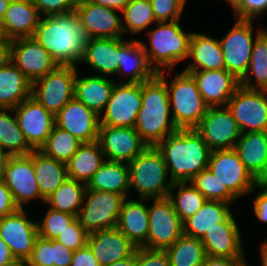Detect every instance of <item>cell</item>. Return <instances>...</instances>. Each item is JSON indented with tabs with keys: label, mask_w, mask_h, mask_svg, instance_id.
I'll return each instance as SVG.
<instances>
[{
	"label": "cell",
	"mask_w": 267,
	"mask_h": 266,
	"mask_svg": "<svg viewBox=\"0 0 267 266\" xmlns=\"http://www.w3.org/2000/svg\"><path fill=\"white\" fill-rule=\"evenodd\" d=\"M10 61L33 83L59 65L33 37L11 40Z\"/></svg>",
	"instance_id": "obj_15"
},
{
	"label": "cell",
	"mask_w": 267,
	"mask_h": 266,
	"mask_svg": "<svg viewBox=\"0 0 267 266\" xmlns=\"http://www.w3.org/2000/svg\"><path fill=\"white\" fill-rule=\"evenodd\" d=\"M86 190L118 193L129 198V168L127 163L106 160L86 184Z\"/></svg>",
	"instance_id": "obj_34"
},
{
	"label": "cell",
	"mask_w": 267,
	"mask_h": 266,
	"mask_svg": "<svg viewBox=\"0 0 267 266\" xmlns=\"http://www.w3.org/2000/svg\"><path fill=\"white\" fill-rule=\"evenodd\" d=\"M12 156L0 147V180H3L7 164Z\"/></svg>",
	"instance_id": "obj_60"
},
{
	"label": "cell",
	"mask_w": 267,
	"mask_h": 266,
	"mask_svg": "<svg viewBox=\"0 0 267 266\" xmlns=\"http://www.w3.org/2000/svg\"><path fill=\"white\" fill-rule=\"evenodd\" d=\"M149 230L147 241L141 246L153 250H166L183 233V222L168 197L148 199Z\"/></svg>",
	"instance_id": "obj_9"
},
{
	"label": "cell",
	"mask_w": 267,
	"mask_h": 266,
	"mask_svg": "<svg viewBox=\"0 0 267 266\" xmlns=\"http://www.w3.org/2000/svg\"><path fill=\"white\" fill-rule=\"evenodd\" d=\"M135 266H170V262L165 250L137 247Z\"/></svg>",
	"instance_id": "obj_51"
},
{
	"label": "cell",
	"mask_w": 267,
	"mask_h": 266,
	"mask_svg": "<svg viewBox=\"0 0 267 266\" xmlns=\"http://www.w3.org/2000/svg\"><path fill=\"white\" fill-rule=\"evenodd\" d=\"M105 161L98 141L82 143L66 164L68 178L87 184Z\"/></svg>",
	"instance_id": "obj_35"
},
{
	"label": "cell",
	"mask_w": 267,
	"mask_h": 266,
	"mask_svg": "<svg viewBox=\"0 0 267 266\" xmlns=\"http://www.w3.org/2000/svg\"><path fill=\"white\" fill-rule=\"evenodd\" d=\"M40 16L31 0H11L0 23L1 35L8 40L33 37Z\"/></svg>",
	"instance_id": "obj_25"
},
{
	"label": "cell",
	"mask_w": 267,
	"mask_h": 266,
	"mask_svg": "<svg viewBox=\"0 0 267 266\" xmlns=\"http://www.w3.org/2000/svg\"><path fill=\"white\" fill-rule=\"evenodd\" d=\"M3 181L10 190L15 204L23 209V204L32 199H45L40 195L33 166V151L25 156H12L7 164Z\"/></svg>",
	"instance_id": "obj_20"
},
{
	"label": "cell",
	"mask_w": 267,
	"mask_h": 266,
	"mask_svg": "<svg viewBox=\"0 0 267 266\" xmlns=\"http://www.w3.org/2000/svg\"><path fill=\"white\" fill-rule=\"evenodd\" d=\"M81 144L75 136L54 125L45 144L39 150L46 156L67 164Z\"/></svg>",
	"instance_id": "obj_42"
},
{
	"label": "cell",
	"mask_w": 267,
	"mask_h": 266,
	"mask_svg": "<svg viewBox=\"0 0 267 266\" xmlns=\"http://www.w3.org/2000/svg\"><path fill=\"white\" fill-rule=\"evenodd\" d=\"M198 90L208 107L227 106L240 81L226 69L192 71Z\"/></svg>",
	"instance_id": "obj_23"
},
{
	"label": "cell",
	"mask_w": 267,
	"mask_h": 266,
	"mask_svg": "<svg viewBox=\"0 0 267 266\" xmlns=\"http://www.w3.org/2000/svg\"><path fill=\"white\" fill-rule=\"evenodd\" d=\"M71 266H100L91 248L86 244L84 247L74 251Z\"/></svg>",
	"instance_id": "obj_54"
},
{
	"label": "cell",
	"mask_w": 267,
	"mask_h": 266,
	"mask_svg": "<svg viewBox=\"0 0 267 266\" xmlns=\"http://www.w3.org/2000/svg\"><path fill=\"white\" fill-rule=\"evenodd\" d=\"M55 125L81 143H91L98 139L100 117L74 97L55 115Z\"/></svg>",
	"instance_id": "obj_21"
},
{
	"label": "cell",
	"mask_w": 267,
	"mask_h": 266,
	"mask_svg": "<svg viewBox=\"0 0 267 266\" xmlns=\"http://www.w3.org/2000/svg\"><path fill=\"white\" fill-rule=\"evenodd\" d=\"M118 61L117 74L128 78L126 82L142 83L152 79L157 73L150 66L141 40L125 41L118 38Z\"/></svg>",
	"instance_id": "obj_26"
},
{
	"label": "cell",
	"mask_w": 267,
	"mask_h": 266,
	"mask_svg": "<svg viewBox=\"0 0 267 266\" xmlns=\"http://www.w3.org/2000/svg\"><path fill=\"white\" fill-rule=\"evenodd\" d=\"M176 188L178 192L175 195L173 192ZM168 198L182 222L194 215L207 202V199L189 182L173 183Z\"/></svg>",
	"instance_id": "obj_41"
},
{
	"label": "cell",
	"mask_w": 267,
	"mask_h": 266,
	"mask_svg": "<svg viewBox=\"0 0 267 266\" xmlns=\"http://www.w3.org/2000/svg\"><path fill=\"white\" fill-rule=\"evenodd\" d=\"M11 40L0 37V68L10 61Z\"/></svg>",
	"instance_id": "obj_58"
},
{
	"label": "cell",
	"mask_w": 267,
	"mask_h": 266,
	"mask_svg": "<svg viewBox=\"0 0 267 266\" xmlns=\"http://www.w3.org/2000/svg\"><path fill=\"white\" fill-rule=\"evenodd\" d=\"M3 266H28V263L22 259H15L7 264H4Z\"/></svg>",
	"instance_id": "obj_65"
},
{
	"label": "cell",
	"mask_w": 267,
	"mask_h": 266,
	"mask_svg": "<svg viewBox=\"0 0 267 266\" xmlns=\"http://www.w3.org/2000/svg\"><path fill=\"white\" fill-rule=\"evenodd\" d=\"M97 141L106 160L124 163L131 162L148 147L135 127L100 125Z\"/></svg>",
	"instance_id": "obj_17"
},
{
	"label": "cell",
	"mask_w": 267,
	"mask_h": 266,
	"mask_svg": "<svg viewBox=\"0 0 267 266\" xmlns=\"http://www.w3.org/2000/svg\"><path fill=\"white\" fill-rule=\"evenodd\" d=\"M207 200L232 203L237 198L226 188L222 187L218 178L205 168L190 182Z\"/></svg>",
	"instance_id": "obj_44"
},
{
	"label": "cell",
	"mask_w": 267,
	"mask_h": 266,
	"mask_svg": "<svg viewBox=\"0 0 267 266\" xmlns=\"http://www.w3.org/2000/svg\"><path fill=\"white\" fill-rule=\"evenodd\" d=\"M88 232L83 228L80 220L76 218L66 229L58 235L55 240L69 248L76 251L87 244Z\"/></svg>",
	"instance_id": "obj_47"
},
{
	"label": "cell",
	"mask_w": 267,
	"mask_h": 266,
	"mask_svg": "<svg viewBox=\"0 0 267 266\" xmlns=\"http://www.w3.org/2000/svg\"><path fill=\"white\" fill-rule=\"evenodd\" d=\"M256 188L267 190V161L263 171L256 178Z\"/></svg>",
	"instance_id": "obj_61"
},
{
	"label": "cell",
	"mask_w": 267,
	"mask_h": 266,
	"mask_svg": "<svg viewBox=\"0 0 267 266\" xmlns=\"http://www.w3.org/2000/svg\"><path fill=\"white\" fill-rule=\"evenodd\" d=\"M77 68L58 66L32 83V96L54 116L74 98Z\"/></svg>",
	"instance_id": "obj_7"
},
{
	"label": "cell",
	"mask_w": 267,
	"mask_h": 266,
	"mask_svg": "<svg viewBox=\"0 0 267 266\" xmlns=\"http://www.w3.org/2000/svg\"><path fill=\"white\" fill-rule=\"evenodd\" d=\"M127 165L129 188H135L139 198L168 197L173 182L169 180L165 183L169 174L164 158L156 146H148Z\"/></svg>",
	"instance_id": "obj_5"
},
{
	"label": "cell",
	"mask_w": 267,
	"mask_h": 266,
	"mask_svg": "<svg viewBox=\"0 0 267 266\" xmlns=\"http://www.w3.org/2000/svg\"><path fill=\"white\" fill-rule=\"evenodd\" d=\"M32 96V82L11 62L0 68V108L14 109Z\"/></svg>",
	"instance_id": "obj_30"
},
{
	"label": "cell",
	"mask_w": 267,
	"mask_h": 266,
	"mask_svg": "<svg viewBox=\"0 0 267 266\" xmlns=\"http://www.w3.org/2000/svg\"><path fill=\"white\" fill-rule=\"evenodd\" d=\"M153 14L157 22L178 21L181 18L184 0H150Z\"/></svg>",
	"instance_id": "obj_46"
},
{
	"label": "cell",
	"mask_w": 267,
	"mask_h": 266,
	"mask_svg": "<svg viewBox=\"0 0 267 266\" xmlns=\"http://www.w3.org/2000/svg\"><path fill=\"white\" fill-rule=\"evenodd\" d=\"M75 12L87 39L123 38L122 21L117 14L119 10L103 7L89 0H79Z\"/></svg>",
	"instance_id": "obj_18"
},
{
	"label": "cell",
	"mask_w": 267,
	"mask_h": 266,
	"mask_svg": "<svg viewBox=\"0 0 267 266\" xmlns=\"http://www.w3.org/2000/svg\"><path fill=\"white\" fill-rule=\"evenodd\" d=\"M48 209L42 223L37 222L38 236L53 240L77 217L51 208Z\"/></svg>",
	"instance_id": "obj_45"
},
{
	"label": "cell",
	"mask_w": 267,
	"mask_h": 266,
	"mask_svg": "<svg viewBox=\"0 0 267 266\" xmlns=\"http://www.w3.org/2000/svg\"><path fill=\"white\" fill-rule=\"evenodd\" d=\"M37 237V223L28 219L24 209L0 218V238L7 243L15 259L27 261Z\"/></svg>",
	"instance_id": "obj_19"
},
{
	"label": "cell",
	"mask_w": 267,
	"mask_h": 266,
	"mask_svg": "<svg viewBox=\"0 0 267 266\" xmlns=\"http://www.w3.org/2000/svg\"><path fill=\"white\" fill-rule=\"evenodd\" d=\"M33 166L40 195L45 200L69 179L66 163L46 156L40 150H33Z\"/></svg>",
	"instance_id": "obj_33"
},
{
	"label": "cell",
	"mask_w": 267,
	"mask_h": 266,
	"mask_svg": "<svg viewBox=\"0 0 267 266\" xmlns=\"http://www.w3.org/2000/svg\"><path fill=\"white\" fill-rule=\"evenodd\" d=\"M253 20L237 19L234 26L219 40L225 69L239 81L246 74L256 37L264 30L259 29L253 38Z\"/></svg>",
	"instance_id": "obj_8"
},
{
	"label": "cell",
	"mask_w": 267,
	"mask_h": 266,
	"mask_svg": "<svg viewBox=\"0 0 267 266\" xmlns=\"http://www.w3.org/2000/svg\"><path fill=\"white\" fill-rule=\"evenodd\" d=\"M87 244L100 266L130 257L137 249L117 227L89 233Z\"/></svg>",
	"instance_id": "obj_22"
},
{
	"label": "cell",
	"mask_w": 267,
	"mask_h": 266,
	"mask_svg": "<svg viewBox=\"0 0 267 266\" xmlns=\"http://www.w3.org/2000/svg\"><path fill=\"white\" fill-rule=\"evenodd\" d=\"M142 104V83H115L100 125L135 127Z\"/></svg>",
	"instance_id": "obj_13"
},
{
	"label": "cell",
	"mask_w": 267,
	"mask_h": 266,
	"mask_svg": "<svg viewBox=\"0 0 267 266\" xmlns=\"http://www.w3.org/2000/svg\"><path fill=\"white\" fill-rule=\"evenodd\" d=\"M252 76L255 83H252ZM240 86L246 89L267 90V30H263L253 45L248 70L240 80Z\"/></svg>",
	"instance_id": "obj_37"
},
{
	"label": "cell",
	"mask_w": 267,
	"mask_h": 266,
	"mask_svg": "<svg viewBox=\"0 0 267 266\" xmlns=\"http://www.w3.org/2000/svg\"><path fill=\"white\" fill-rule=\"evenodd\" d=\"M229 206L230 203L207 200L202 208L183 222L184 235L202 239L206 231L218 226L232 213Z\"/></svg>",
	"instance_id": "obj_36"
},
{
	"label": "cell",
	"mask_w": 267,
	"mask_h": 266,
	"mask_svg": "<svg viewBox=\"0 0 267 266\" xmlns=\"http://www.w3.org/2000/svg\"><path fill=\"white\" fill-rule=\"evenodd\" d=\"M238 224L231 213L201 239L207 256L244 257L242 236Z\"/></svg>",
	"instance_id": "obj_24"
},
{
	"label": "cell",
	"mask_w": 267,
	"mask_h": 266,
	"mask_svg": "<svg viewBox=\"0 0 267 266\" xmlns=\"http://www.w3.org/2000/svg\"><path fill=\"white\" fill-rule=\"evenodd\" d=\"M207 168L237 199L255 191L256 179L234 149L212 150Z\"/></svg>",
	"instance_id": "obj_11"
},
{
	"label": "cell",
	"mask_w": 267,
	"mask_h": 266,
	"mask_svg": "<svg viewBox=\"0 0 267 266\" xmlns=\"http://www.w3.org/2000/svg\"><path fill=\"white\" fill-rule=\"evenodd\" d=\"M97 5L122 11L130 0H89Z\"/></svg>",
	"instance_id": "obj_57"
},
{
	"label": "cell",
	"mask_w": 267,
	"mask_h": 266,
	"mask_svg": "<svg viewBox=\"0 0 267 266\" xmlns=\"http://www.w3.org/2000/svg\"><path fill=\"white\" fill-rule=\"evenodd\" d=\"M179 21L157 22V28L149 29L147 35L150 47L141 41L149 64L156 73L167 68L169 74L177 63L188 58L193 32L186 33Z\"/></svg>",
	"instance_id": "obj_4"
},
{
	"label": "cell",
	"mask_w": 267,
	"mask_h": 266,
	"mask_svg": "<svg viewBox=\"0 0 267 266\" xmlns=\"http://www.w3.org/2000/svg\"><path fill=\"white\" fill-rule=\"evenodd\" d=\"M122 14L124 33L129 31L131 34H136L154 22L157 23L150 0H130L128 5L122 10Z\"/></svg>",
	"instance_id": "obj_43"
},
{
	"label": "cell",
	"mask_w": 267,
	"mask_h": 266,
	"mask_svg": "<svg viewBox=\"0 0 267 266\" xmlns=\"http://www.w3.org/2000/svg\"><path fill=\"white\" fill-rule=\"evenodd\" d=\"M86 184L76 180L67 179L54 191L45 203L49 208L78 217L83 204Z\"/></svg>",
	"instance_id": "obj_38"
},
{
	"label": "cell",
	"mask_w": 267,
	"mask_h": 266,
	"mask_svg": "<svg viewBox=\"0 0 267 266\" xmlns=\"http://www.w3.org/2000/svg\"><path fill=\"white\" fill-rule=\"evenodd\" d=\"M188 58L193 61L182 70L185 73L225 69L224 55L219 40L206 34L192 33Z\"/></svg>",
	"instance_id": "obj_28"
},
{
	"label": "cell",
	"mask_w": 267,
	"mask_h": 266,
	"mask_svg": "<svg viewBox=\"0 0 267 266\" xmlns=\"http://www.w3.org/2000/svg\"><path fill=\"white\" fill-rule=\"evenodd\" d=\"M168 89L171 115L178 129H195L203 118L208 106L198 90L197 83L190 73L175 74V78L167 82L165 70L157 73Z\"/></svg>",
	"instance_id": "obj_6"
},
{
	"label": "cell",
	"mask_w": 267,
	"mask_h": 266,
	"mask_svg": "<svg viewBox=\"0 0 267 266\" xmlns=\"http://www.w3.org/2000/svg\"><path fill=\"white\" fill-rule=\"evenodd\" d=\"M19 207L15 204L10 190L3 180H0V218L16 212Z\"/></svg>",
	"instance_id": "obj_53"
},
{
	"label": "cell",
	"mask_w": 267,
	"mask_h": 266,
	"mask_svg": "<svg viewBox=\"0 0 267 266\" xmlns=\"http://www.w3.org/2000/svg\"><path fill=\"white\" fill-rule=\"evenodd\" d=\"M11 0H0V23L4 18L5 12L9 7Z\"/></svg>",
	"instance_id": "obj_64"
},
{
	"label": "cell",
	"mask_w": 267,
	"mask_h": 266,
	"mask_svg": "<svg viewBox=\"0 0 267 266\" xmlns=\"http://www.w3.org/2000/svg\"><path fill=\"white\" fill-rule=\"evenodd\" d=\"M124 199L118 193L85 190L83 206L77 218L88 233L117 227Z\"/></svg>",
	"instance_id": "obj_10"
},
{
	"label": "cell",
	"mask_w": 267,
	"mask_h": 266,
	"mask_svg": "<svg viewBox=\"0 0 267 266\" xmlns=\"http://www.w3.org/2000/svg\"><path fill=\"white\" fill-rule=\"evenodd\" d=\"M12 109L0 108V147L11 156L29 155L33 149L26 142Z\"/></svg>",
	"instance_id": "obj_40"
},
{
	"label": "cell",
	"mask_w": 267,
	"mask_h": 266,
	"mask_svg": "<svg viewBox=\"0 0 267 266\" xmlns=\"http://www.w3.org/2000/svg\"><path fill=\"white\" fill-rule=\"evenodd\" d=\"M118 38L87 39L82 62L89 64L100 76L117 74Z\"/></svg>",
	"instance_id": "obj_31"
},
{
	"label": "cell",
	"mask_w": 267,
	"mask_h": 266,
	"mask_svg": "<svg viewBox=\"0 0 267 266\" xmlns=\"http://www.w3.org/2000/svg\"><path fill=\"white\" fill-rule=\"evenodd\" d=\"M170 112L166 81L156 74L152 79L142 82V104L135 129L149 147L157 146L178 130Z\"/></svg>",
	"instance_id": "obj_3"
},
{
	"label": "cell",
	"mask_w": 267,
	"mask_h": 266,
	"mask_svg": "<svg viewBox=\"0 0 267 266\" xmlns=\"http://www.w3.org/2000/svg\"><path fill=\"white\" fill-rule=\"evenodd\" d=\"M201 266H248L245 257L206 256Z\"/></svg>",
	"instance_id": "obj_55"
},
{
	"label": "cell",
	"mask_w": 267,
	"mask_h": 266,
	"mask_svg": "<svg viewBox=\"0 0 267 266\" xmlns=\"http://www.w3.org/2000/svg\"><path fill=\"white\" fill-rule=\"evenodd\" d=\"M135 263H136V251L130 257H127L123 260H119L105 266H135Z\"/></svg>",
	"instance_id": "obj_62"
},
{
	"label": "cell",
	"mask_w": 267,
	"mask_h": 266,
	"mask_svg": "<svg viewBox=\"0 0 267 266\" xmlns=\"http://www.w3.org/2000/svg\"><path fill=\"white\" fill-rule=\"evenodd\" d=\"M115 83L100 75L80 78L77 72L74 97L100 116L111 98Z\"/></svg>",
	"instance_id": "obj_29"
},
{
	"label": "cell",
	"mask_w": 267,
	"mask_h": 266,
	"mask_svg": "<svg viewBox=\"0 0 267 266\" xmlns=\"http://www.w3.org/2000/svg\"><path fill=\"white\" fill-rule=\"evenodd\" d=\"M237 19L253 20L267 10V0H228Z\"/></svg>",
	"instance_id": "obj_48"
},
{
	"label": "cell",
	"mask_w": 267,
	"mask_h": 266,
	"mask_svg": "<svg viewBox=\"0 0 267 266\" xmlns=\"http://www.w3.org/2000/svg\"><path fill=\"white\" fill-rule=\"evenodd\" d=\"M234 150L246 169L256 179L267 161V132L241 133Z\"/></svg>",
	"instance_id": "obj_32"
},
{
	"label": "cell",
	"mask_w": 267,
	"mask_h": 266,
	"mask_svg": "<svg viewBox=\"0 0 267 266\" xmlns=\"http://www.w3.org/2000/svg\"><path fill=\"white\" fill-rule=\"evenodd\" d=\"M33 38L51 54L59 66L76 67V63H82L87 37L75 11L43 16Z\"/></svg>",
	"instance_id": "obj_1"
},
{
	"label": "cell",
	"mask_w": 267,
	"mask_h": 266,
	"mask_svg": "<svg viewBox=\"0 0 267 266\" xmlns=\"http://www.w3.org/2000/svg\"><path fill=\"white\" fill-rule=\"evenodd\" d=\"M15 260L10 248L7 243L0 238V266L7 264L11 261Z\"/></svg>",
	"instance_id": "obj_59"
},
{
	"label": "cell",
	"mask_w": 267,
	"mask_h": 266,
	"mask_svg": "<svg viewBox=\"0 0 267 266\" xmlns=\"http://www.w3.org/2000/svg\"><path fill=\"white\" fill-rule=\"evenodd\" d=\"M145 200H123L117 228L137 247L146 241L149 230V213Z\"/></svg>",
	"instance_id": "obj_27"
},
{
	"label": "cell",
	"mask_w": 267,
	"mask_h": 266,
	"mask_svg": "<svg viewBox=\"0 0 267 266\" xmlns=\"http://www.w3.org/2000/svg\"><path fill=\"white\" fill-rule=\"evenodd\" d=\"M227 107L241 133L267 132V90L239 86L229 99Z\"/></svg>",
	"instance_id": "obj_12"
},
{
	"label": "cell",
	"mask_w": 267,
	"mask_h": 266,
	"mask_svg": "<svg viewBox=\"0 0 267 266\" xmlns=\"http://www.w3.org/2000/svg\"><path fill=\"white\" fill-rule=\"evenodd\" d=\"M195 130L211 150L234 149L240 128L227 106L208 107Z\"/></svg>",
	"instance_id": "obj_14"
},
{
	"label": "cell",
	"mask_w": 267,
	"mask_h": 266,
	"mask_svg": "<svg viewBox=\"0 0 267 266\" xmlns=\"http://www.w3.org/2000/svg\"><path fill=\"white\" fill-rule=\"evenodd\" d=\"M73 254V250H70L55 239L52 240V255L54 266H71Z\"/></svg>",
	"instance_id": "obj_52"
},
{
	"label": "cell",
	"mask_w": 267,
	"mask_h": 266,
	"mask_svg": "<svg viewBox=\"0 0 267 266\" xmlns=\"http://www.w3.org/2000/svg\"><path fill=\"white\" fill-rule=\"evenodd\" d=\"M165 252L170 266H201L207 256L201 239L180 236Z\"/></svg>",
	"instance_id": "obj_39"
},
{
	"label": "cell",
	"mask_w": 267,
	"mask_h": 266,
	"mask_svg": "<svg viewBox=\"0 0 267 266\" xmlns=\"http://www.w3.org/2000/svg\"><path fill=\"white\" fill-rule=\"evenodd\" d=\"M156 147L173 183L190 182L208 167L212 151L195 129H178Z\"/></svg>",
	"instance_id": "obj_2"
},
{
	"label": "cell",
	"mask_w": 267,
	"mask_h": 266,
	"mask_svg": "<svg viewBox=\"0 0 267 266\" xmlns=\"http://www.w3.org/2000/svg\"><path fill=\"white\" fill-rule=\"evenodd\" d=\"M24 138L33 150H39L55 125V116L33 96L12 109Z\"/></svg>",
	"instance_id": "obj_16"
},
{
	"label": "cell",
	"mask_w": 267,
	"mask_h": 266,
	"mask_svg": "<svg viewBox=\"0 0 267 266\" xmlns=\"http://www.w3.org/2000/svg\"><path fill=\"white\" fill-rule=\"evenodd\" d=\"M41 16H52L75 11L79 0H31Z\"/></svg>",
	"instance_id": "obj_49"
},
{
	"label": "cell",
	"mask_w": 267,
	"mask_h": 266,
	"mask_svg": "<svg viewBox=\"0 0 267 266\" xmlns=\"http://www.w3.org/2000/svg\"><path fill=\"white\" fill-rule=\"evenodd\" d=\"M27 263L28 266H54L52 240L38 236L35 240L32 254L27 260Z\"/></svg>",
	"instance_id": "obj_50"
},
{
	"label": "cell",
	"mask_w": 267,
	"mask_h": 266,
	"mask_svg": "<svg viewBox=\"0 0 267 266\" xmlns=\"http://www.w3.org/2000/svg\"><path fill=\"white\" fill-rule=\"evenodd\" d=\"M260 254L262 259L261 266H267V241L260 245Z\"/></svg>",
	"instance_id": "obj_63"
},
{
	"label": "cell",
	"mask_w": 267,
	"mask_h": 266,
	"mask_svg": "<svg viewBox=\"0 0 267 266\" xmlns=\"http://www.w3.org/2000/svg\"><path fill=\"white\" fill-rule=\"evenodd\" d=\"M260 190L253 200V210L258 220L267 223V190Z\"/></svg>",
	"instance_id": "obj_56"
}]
</instances>
